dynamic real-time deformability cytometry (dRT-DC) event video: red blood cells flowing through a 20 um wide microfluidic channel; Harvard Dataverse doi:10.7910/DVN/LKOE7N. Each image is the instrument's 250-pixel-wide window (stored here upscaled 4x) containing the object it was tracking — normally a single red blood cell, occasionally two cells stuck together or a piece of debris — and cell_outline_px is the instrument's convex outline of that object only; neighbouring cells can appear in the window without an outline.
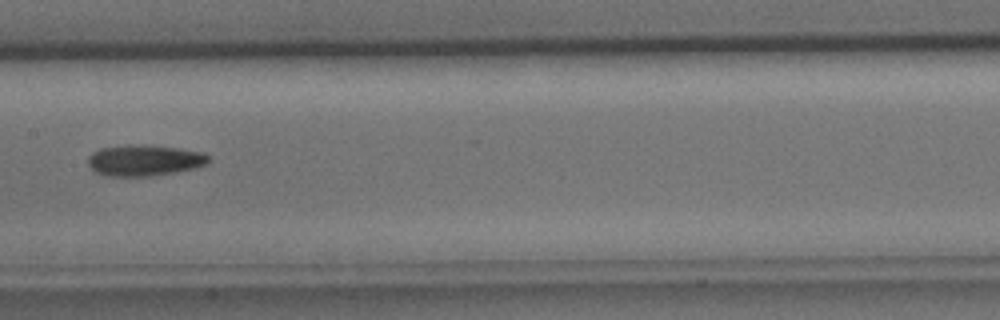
{"species": "common noctule bat (a hibernating species)", "species_latin": "Nyctalus noctula", "temperature_condition": "cold", "stored_images_in_passage": 30, "camera_frame_rate_fps": 3000, "um_per_image_px": 0.085, "animal": {"sex": "male", "body_mass_g": 15.6}, "frame": {"image": 1, "passage_image": 9, "time_ms": 2.667, "image_size_px": [1000, 320], "cell_outline_px": [[212, 160], [208, 164], [196, 168], [148, 176], [112, 176], [96, 172], [88, 164], [88, 156], [92, 152], [100, 148], [180, 148], [204, 152]], "centroid_in_image_um": [12.34, 13.68], "position_along_channel_um": 195.1, "area_um2": 20.63}}